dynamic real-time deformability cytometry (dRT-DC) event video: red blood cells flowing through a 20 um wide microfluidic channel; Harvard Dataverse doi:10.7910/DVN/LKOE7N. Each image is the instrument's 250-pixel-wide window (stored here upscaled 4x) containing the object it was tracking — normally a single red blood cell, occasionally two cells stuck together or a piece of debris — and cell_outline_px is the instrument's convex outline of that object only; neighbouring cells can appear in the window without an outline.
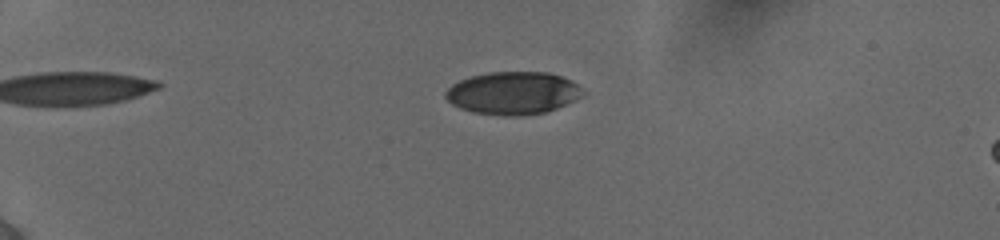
{"species": "human", "species_latin": "Homo sapiens", "temperature_condition": "cold", "stored_images_in_passage": 55, "camera_frame_rate_fps": 3000, "um_per_image_px": 0.085, "donor": {"sex": "female"}, "frame": {"image": 1, "passage_image": 15, "time_ms": 4.667, "image_size_px": [1000, 240], "cell_outline_px": [[584, 92], [580, 96], [548, 112], [520, 116], [504, 116], [472, 112], [460, 108], [452, 104], [444, 96], [444, 92], [452, 84], [460, 80], [472, 76], [488, 72], [548, 72], [572, 80]], "centroid_in_image_um": [43.56, 7.91], "position_along_channel_um": 41.4, "area_um2": 34.04}}
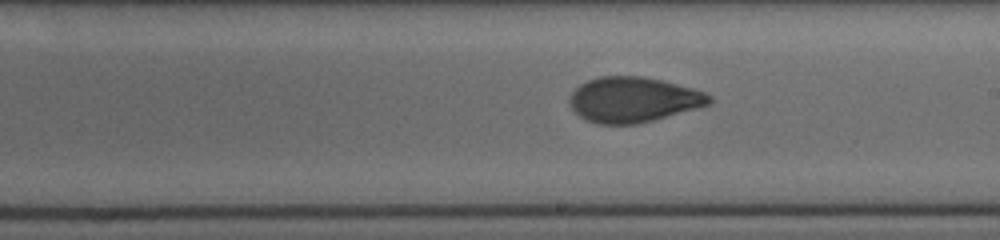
{"frame": {"image": 2, "passage_image": 35, "time_ms": 11.333, "image_size_px": [1000, 240], "cell_outline_px": [[712, 100], [708, 104], [696, 108], [652, 120], [636, 124], [596, 124], [584, 120], [568, 104], [568, 100], [572, 92], [580, 84], [588, 80], [600, 76], [640, 76], [660, 80], [692, 88], [704, 92], [712, 96]], "centroid_in_image_um": [53.78, 8.47], "position_along_channel_um": 235.2, "area_um2": 36.59}}
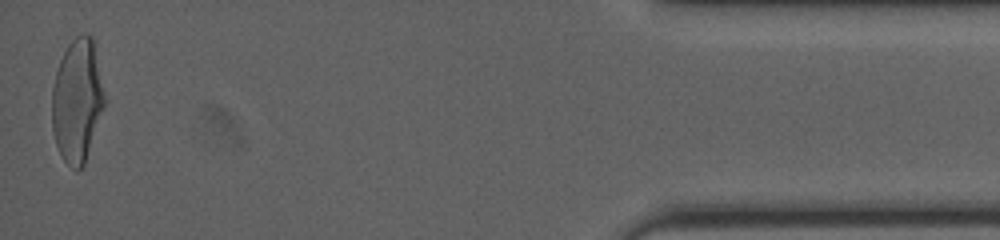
{"frame": {"image": 3, "passage_image": 55, "time_ms": 18.0, "image_size_px": [1000, 240], "cell_outline_px": [[104, 108], [84, 164], [76, 172], [60, 156], [52, 132], [52, 88], [56, 72], [60, 60], [68, 44], [76, 36], [84, 32], [92, 36], [104, 96]], "centroid_in_image_um": [6.54, 8.57], "position_along_channel_um": 428.7, "area_um2": 37.45}, "authors_computed_cell_mechanics": {"area_um2": 36.414, "velocity_mm_per_s": 3.8893, "shape_relaxation_time_tau1_ms": 4.2585, "shape_relaxation_time_tau2_ms": 1.2319, "deformation_change_tau1": 0.1938, "deformation_change_tau2": 0.0607}}